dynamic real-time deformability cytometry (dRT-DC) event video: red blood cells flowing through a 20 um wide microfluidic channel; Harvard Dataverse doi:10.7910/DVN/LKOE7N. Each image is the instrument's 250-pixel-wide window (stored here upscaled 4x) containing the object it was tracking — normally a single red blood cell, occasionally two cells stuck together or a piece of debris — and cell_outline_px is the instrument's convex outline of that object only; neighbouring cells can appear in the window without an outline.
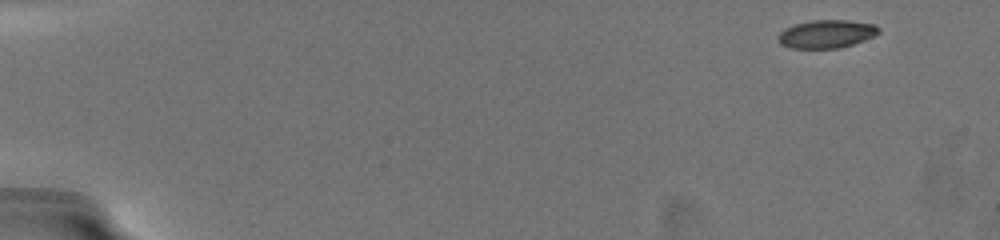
{"species": "common noctule bat (a hibernating species)", "species_latin": "Nyctalus noctula", "temperature_condition": "warm", "stored_images_in_passage": 10, "camera_frame_rate_fps": 3000, "um_per_image_px": 0.085, "animal": {"sex": "female", "body_mass_g": 19.5, "forearm_length_mm": 54.1}, "frame": {"image": 1, "passage_image": 1, "time_ms": 0.0, "image_size_px": [1000, 240], "cell_outline_px": [[880, 32], [864, 40], [840, 48], [788, 48], [780, 44], [776, 36], [784, 28], [796, 24], [812, 20], [848, 20], [876, 24], [880, 28]], "centroid_in_image_um": [70.23, 2.88], "position_along_channel_um": 14.8, "area_um2": 16.59}}
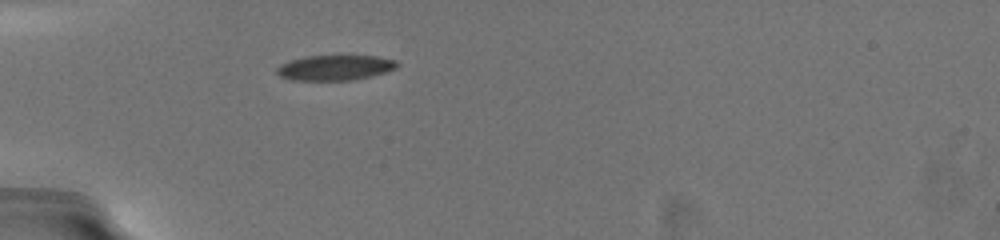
{"frame": {"image": 2, "passage_image": 7, "time_ms": 5.0, "image_size_px": [1000, 240], "cell_outline_px": [[400, 64], [396, 68], [372, 76], [352, 80], [288, 80], [280, 76], [276, 72], [276, 68], [280, 64], [288, 60], [308, 56], [376, 56], [396, 60]], "centroid_in_image_um": [28.45, 5.75], "position_along_channel_um": 56.6, "area_um2": 17.74}}
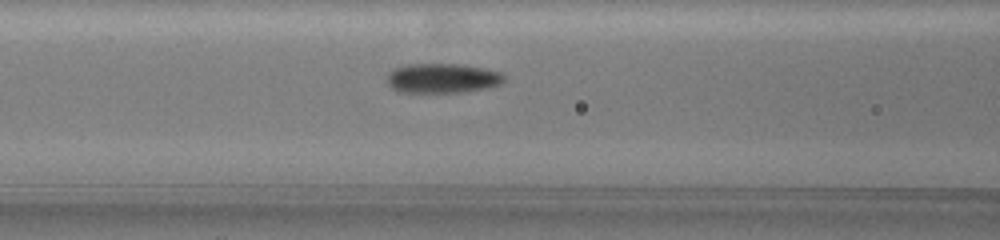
{"frame": {"image": 3, "passage_image": 10, "time_ms": 7.333, "image_size_px": [1000, 240], "cell_outline_px": [[504, 80], [500, 84], [488, 88], [460, 92], [400, 92], [392, 88], [388, 84], [388, 72], [392, 68], [408, 64], [464, 64], [484, 68], [500, 72], [504, 76]], "centroid_in_image_um": [37.59, 6.64], "position_along_channel_um": 129.0, "area_um2": 20.29}}